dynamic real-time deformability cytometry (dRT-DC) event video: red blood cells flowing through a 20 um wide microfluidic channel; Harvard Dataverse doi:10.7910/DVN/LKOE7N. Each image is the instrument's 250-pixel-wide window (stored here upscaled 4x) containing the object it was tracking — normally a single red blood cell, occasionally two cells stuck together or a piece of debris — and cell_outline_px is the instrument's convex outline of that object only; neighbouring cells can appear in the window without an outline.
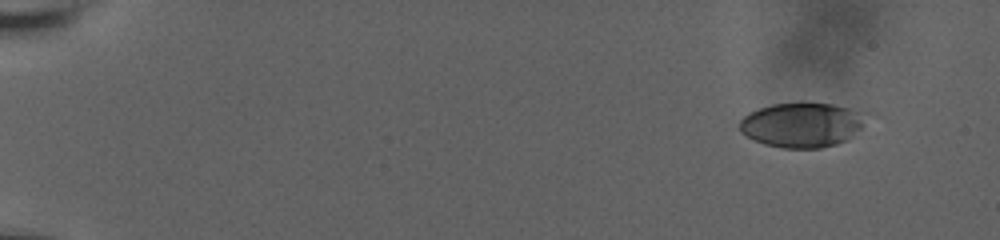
{"species": "human", "species_latin": "Homo sapiens", "temperature_condition": "room temperature", "stored_images_in_passage": 54, "camera_frame_rate_fps": 3000, "um_per_image_px": 0.085, "donor": {"sex": "male"}, "frame": {"image": 1, "passage_image": 1, "time_ms": 0.0, "image_size_px": [1000, 240], "cell_outline_px": [[860, 128], [848, 140], [836, 144], [820, 148], [784, 148], [764, 144], [740, 132], [740, 120], [748, 112], [772, 104], [832, 104], [848, 108], [860, 124]], "centroid_in_image_um": [68.01, 10.65], "position_along_channel_um": 17.0, "area_um2": 31.5}}
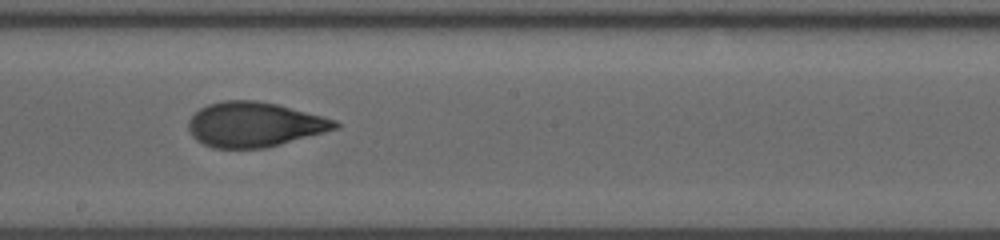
{"frame": {"image": 2, "passage_image": 31, "time_ms": 10.0, "image_size_px": [1000, 240], "cell_outline_px": [[340, 128], [280, 144], [264, 148], [212, 148], [196, 140], [192, 136], [188, 128], [188, 120], [200, 108], [208, 104], [224, 100], [256, 100], [276, 104], [336, 120], [340, 124]], "centroid_in_image_um": [21.6, 10.58], "position_along_channel_um": 226.6, "area_um2": 38.15}}
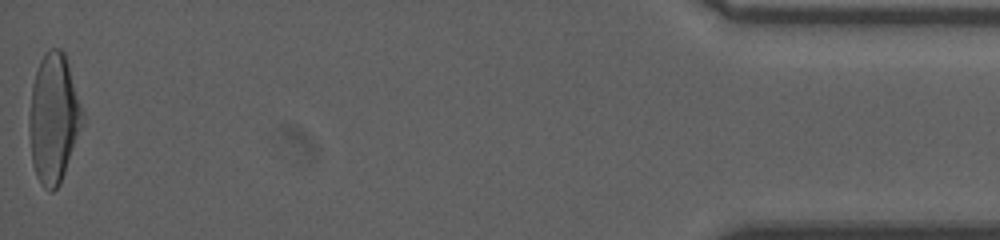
{"frame": {"image": 3, "passage_image": 54, "time_ms": 17.667, "image_size_px": [1000, 240], "cell_outline_px": [[84, 120], [60, 184], [52, 192], [48, 192], [40, 184], [36, 176], [32, 164], [28, 128], [28, 116], [32, 84], [40, 60], [44, 52], [48, 48], [60, 48], [64, 52], [68, 64]], "centroid_in_image_um": [4.51, 10.08], "position_along_channel_um": 430.7, "area_um2": 39.94}, "authors_computed_cell_mechanics": {"area_um2": 37.9746, "velocity_mm_per_s": 3.7634, "shape_relaxation_time_tau1_ms": 6.143, "shape_relaxation_time_tau2_ms": 1.333, "deformation_change_tau1": 0.2196, "deformation_change_tau2": 0.0791}}